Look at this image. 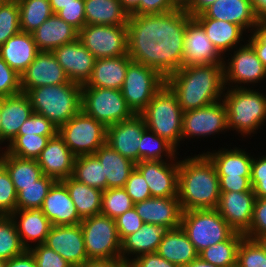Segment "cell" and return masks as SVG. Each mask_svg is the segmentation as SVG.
Returning a JSON list of instances; mask_svg holds the SVG:
<instances>
[{
    "label": "cell",
    "mask_w": 266,
    "mask_h": 267,
    "mask_svg": "<svg viewBox=\"0 0 266 267\" xmlns=\"http://www.w3.org/2000/svg\"><path fill=\"white\" fill-rule=\"evenodd\" d=\"M115 221L121 241L129 234L136 232L144 224L134 207L120 215Z\"/></svg>",
    "instance_id": "obj_56"
},
{
    "label": "cell",
    "mask_w": 266,
    "mask_h": 267,
    "mask_svg": "<svg viewBox=\"0 0 266 267\" xmlns=\"http://www.w3.org/2000/svg\"><path fill=\"white\" fill-rule=\"evenodd\" d=\"M5 266V261H0V267H4Z\"/></svg>",
    "instance_id": "obj_73"
},
{
    "label": "cell",
    "mask_w": 266,
    "mask_h": 267,
    "mask_svg": "<svg viewBox=\"0 0 266 267\" xmlns=\"http://www.w3.org/2000/svg\"><path fill=\"white\" fill-rule=\"evenodd\" d=\"M225 59L206 36L202 25L191 17L185 30L183 66L224 63Z\"/></svg>",
    "instance_id": "obj_16"
},
{
    "label": "cell",
    "mask_w": 266,
    "mask_h": 267,
    "mask_svg": "<svg viewBox=\"0 0 266 267\" xmlns=\"http://www.w3.org/2000/svg\"><path fill=\"white\" fill-rule=\"evenodd\" d=\"M134 208L144 223L168 230L181 227L183 211L178 197H151L135 203Z\"/></svg>",
    "instance_id": "obj_22"
},
{
    "label": "cell",
    "mask_w": 266,
    "mask_h": 267,
    "mask_svg": "<svg viewBox=\"0 0 266 267\" xmlns=\"http://www.w3.org/2000/svg\"><path fill=\"white\" fill-rule=\"evenodd\" d=\"M25 250L10 215H0V261L9 260Z\"/></svg>",
    "instance_id": "obj_45"
},
{
    "label": "cell",
    "mask_w": 266,
    "mask_h": 267,
    "mask_svg": "<svg viewBox=\"0 0 266 267\" xmlns=\"http://www.w3.org/2000/svg\"><path fill=\"white\" fill-rule=\"evenodd\" d=\"M33 113L28 96L20 93L1 98V145L18 135L19 128Z\"/></svg>",
    "instance_id": "obj_27"
},
{
    "label": "cell",
    "mask_w": 266,
    "mask_h": 267,
    "mask_svg": "<svg viewBox=\"0 0 266 267\" xmlns=\"http://www.w3.org/2000/svg\"><path fill=\"white\" fill-rule=\"evenodd\" d=\"M61 182L66 186L81 219L101 214L102 190L80 183L72 177Z\"/></svg>",
    "instance_id": "obj_37"
},
{
    "label": "cell",
    "mask_w": 266,
    "mask_h": 267,
    "mask_svg": "<svg viewBox=\"0 0 266 267\" xmlns=\"http://www.w3.org/2000/svg\"><path fill=\"white\" fill-rule=\"evenodd\" d=\"M129 264L132 267H178L161 257L157 252L141 254L133 258Z\"/></svg>",
    "instance_id": "obj_59"
},
{
    "label": "cell",
    "mask_w": 266,
    "mask_h": 267,
    "mask_svg": "<svg viewBox=\"0 0 266 267\" xmlns=\"http://www.w3.org/2000/svg\"><path fill=\"white\" fill-rule=\"evenodd\" d=\"M194 18L227 21L239 25L245 32L248 29L251 33L259 20L251 0H217Z\"/></svg>",
    "instance_id": "obj_24"
},
{
    "label": "cell",
    "mask_w": 266,
    "mask_h": 267,
    "mask_svg": "<svg viewBox=\"0 0 266 267\" xmlns=\"http://www.w3.org/2000/svg\"><path fill=\"white\" fill-rule=\"evenodd\" d=\"M129 15H140V0H119Z\"/></svg>",
    "instance_id": "obj_65"
},
{
    "label": "cell",
    "mask_w": 266,
    "mask_h": 267,
    "mask_svg": "<svg viewBox=\"0 0 266 267\" xmlns=\"http://www.w3.org/2000/svg\"><path fill=\"white\" fill-rule=\"evenodd\" d=\"M75 157L57 133L49 139L36 161L43 175L61 181L72 176Z\"/></svg>",
    "instance_id": "obj_23"
},
{
    "label": "cell",
    "mask_w": 266,
    "mask_h": 267,
    "mask_svg": "<svg viewBox=\"0 0 266 267\" xmlns=\"http://www.w3.org/2000/svg\"><path fill=\"white\" fill-rule=\"evenodd\" d=\"M130 56L123 55L111 58L96 59L91 78L82 87H98L121 90Z\"/></svg>",
    "instance_id": "obj_29"
},
{
    "label": "cell",
    "mask_w": 266,
    "mask_h": 267,
    "mask_svg": "<svg viewBox=\"0 0 266 267\" xmlns=\"http://www.w3.org/2000/svg\"><path fill=\"white\" fill-rule=\"evenodd\" d=\"M39 52L32 33L19 32L0 46L1 58L19 75L34 61Z\"/></svg>",
    "instance_id": "obj_31"
},
{
    "label": "cell",
    "mask_w": 266,
    "mask_h": 267,
    "mask_svg": "<svg viewBox=\"0 0 266 267\" xmlns=\"http://www.w3.org/2000/svg\"><path fill=\"white\" fill-rule=\"evenodd\" d=\"M182 267H218V266L205 262L200 257H197L194 261Z\"/></svg>",
    "instance_id": "obj_68"
},
{
    "label": "cell",
    "mask_w": 266,
    "mask_h": 267,
    "mask_svg": "<svg viewBox=\"0 0 266 267\" xmlns=\"http://www.w3.org/2000/svg\"><path fill=\"white\" fill-rule=\"evenodd\" d=\"M225 90L222 100L227 108L228 130H236L244 137L255 134L266 120V94L247 86Z\"/></svg>",
    "instance_id": "obj_5"
},
{
    "label": "cell",
    "mask_w": 266,
    "mask_h": 267,
    "mask_svg": "<svg viewBox=\"0 0 266 267\" xmlns=\"http://www.w3.org/2000/svg\"><path fill=\"white\" fill-rule=\"evenodd\" d=\"M217 0H192L190 5L185 9L192 17L201 14L206 8Z\"/></svg>",
    "instance_id": "obj_64"
},
{
    "label": "cell",
    "mask_w": 266,
    "mask_h": 267,
    "mask_svg": "<svg viewBox=\"0 0 266 267\" xmlns=\"http://www.w3.org/2000/svg\"><path fill=\"white\" fill-rule=\"evenodd\" d=\"M229 267H240L237 263Z\"/></svg>",
    "instance_id": "obj_74"
},
{
    "label": "cell",
    "mask_w": 266,
    "mask_h": 267,
    "mask_svg": "<svg viewBox=\"0 0 266 267\" xmlns=\"http://www.w3.org/2000/svg\"><path fill=\"white\" fill-rule=\"evenodd\" d=\"M0 145H1V97H0Z\"/></svg>",
    "instance_id": "obj_71"
},
{
    "label": "cell",
    "mask_w": 266,
    "mask_h": 267,
    "mask_svg": "<svg viewBox=\"0 0 266 267\" xmlns=\"http://www.w3.org/2000/svg\"><path fill=\"white\" fill-rule=\"evenodd\" d=\"M138 150L139 161L174 160L178 155L177 149L171 143L147 127L143 130Z\"/></svg>",
    "instance_id": "obj_40"
},
{
    "label": "cell",
    "mask_w": 266,
    "mask_h": 267,
    "mask_svg": "<svg viewBox=\"0 0 266 267\" xmlns=\"http://www.w3.org/2000/svg\"><path fill=\"white\" fill-rule=\"evenodd\" d=\"M56 15L78 31L86 25L84 4H69Z\"/></svg>",
    "instance_id": "obj_58"
},
{
    "label": "cell",
    "mask_w": 266,
    "mask_h": 267,
    "mask_svg": "<svg viewBox=\"0 0 266 267\" xmlns=\"http://www.w3.org/2000/svg\"><path fill=\"white\" fill-rule=\"evenodd\" d=\"M264 235H266V198L256 197L251 226L244 236L256 240Z\"/></svg>",
    "instance_id": "obj_54"
},
{
    "label": "cell",
    "mask_w": 266,
    "mask_h": 267,
    "mask_svg": "<svg viewBox=\"0 0 266 267\" xmlns=\"http://www.w3.org/2000/svg\"><path fill=\"white\" fill-rule=\"evenodd\" d=\"M0 153V163L6 168L14 186H29L43 176L42 170L35 159L20 158L8 154L5 150ZM4 151V152H3Z\"/></svg>",
    "instance_id": "obj_38"
},
{
    "label": "cell",
    "mask_w": 266,
    "mask_h": 267,
    "mask_svg": "<svg viewBox=\"0 0 266 267\" xmlns=\"http://www.w3.org/2000/svg\"><path fill=\"white\" fill-rule=\"evenodd\" d=\"M192 16L182 8L148 15H130L128 55L157 70L165 79L183 66L184 37Z\"/></svg>",
    "instance_id": "obj_1"
},
{
    "label": "cell",
    "mask_w": 266,
    "mask_h": 267,
    "mask_svg": "<svg viewBox=\"0 0 266 267\" xmlns=\"http://www.w3.org/2000/svg\"><path fill=\"white\" fill-rule=\"evenodd\" d=\"M256 240L259 242L266 253V235L258 237Z\"/></svg>",
    "instance_id": "obj_70"
},
{
    "label": "cell",
    "mask_w": 266,
    "mask_h": 267,
    "mask_svg": "<svg viewBox=\"0 0 266 267\" xmlns=\"http://www.w3.org/2000/svg\"><path fill=\"white\" fill-rule=\"evenodd\" d=\"M20 76L22 93L32 88L71 82L53 52L48 51H39Z\"/></svg>",
    "instance_id": "obj_17"
},
{
    "label": "cell",
    "mask_w": 266,
    "mask_h": 267,
    "mask_svg": "<svg viewBox=\"0 0 266 267\" xmlns=\"http://www.w3.org/2000/svg\"><path fill=\"white\" fill-rule=\"evenodd\" d=\"M94 155L103 165L104 175L107 179V189L125 187L130 173L135 168V163L106 143Z\"/></svg>",
    "instance_id": "obj_34"
},
{
    "label": "cell",
    "mask_w": 266,
    "mask_h": 267,
    "mask_svg": "<svg viewBox=\"0 0 266 267\" xmlns=\"http://www.w3.org/2000/svg\"><path fill=\"white\" fill-rule=\"evenodd\" d=\"M11 1H14V0H0V3H7V2H11Z\"/></svg>",
    "instance_id": "obj_72"
},
{
    "label": "cell",
    "mask_w": 266,
    "mask_h": 267,
    "mask_svg": "<svg viewBox=\"0 0 266 267\" xmlns=\"http://www.w3.org/2000/svg\"><path fill=\"white\" fill-rule=\"evenodd\" d=\"M86 25H127L129 14L119 0H84Z\"/></svg>",
    "instance_id": "obj_36"
},
{
    "label": "cell",
    "mask_w": 266,
    "mask_h": 267,
    "mask_svg": "<svg viewBox=\"0 0 266 267\" xmlns=\"http://www.w3.org/2000/svg\"><path fill=\"white\" fill-rule=\"evenodd\" d=\"M156 252L178 267L185 266L198 257L194 245L181 227L168 230Z\"/></svg>",
    "instance_id": "obj_33"
},
{
    "label": "cell",
    "mask_w": 266,
    "mask_h": 267,
    "mask_svg": "<svg viewBox=\"0 0 266 267\" xmlns=\"http://www.w3.org/2000/svg\"><path fill=\"white\" fill-rule=\"evenodd\" d=\"M250 181L255 196L266 198V156L253 157Z\"/></svg>",
    "instance_id": "obj_55"
},
{
    "label": "cell",
    "mask_w": 266,
    "mask_h": 267,
    "mask_svg": "<svg viewBox=\"0 0 266 267\" xmlns=\"http://www.w3.org/2000/svg\"><path fill=\"white\" fill-rule=\"evenodd\" d=\"M167 231L168 229L160 225L144 223L140 229L121 241V260L125 264H129L133 257L156 252ZM131 255L133 256L131 257Z\"/></svg>",
    "instance_id": "obj_28"
},
{
    "label": "cell",
    "mask_w": 266,
    "mask_h": 267,
    "mask_svg": "<svg viewBox=\"0 0 266 267\" xmlns=\"http://www.w3.org/2000/svg\"><path fill=\"white\" fill-rule=\"evenodd\" d=\"M133 207L134 203L124 187L109 188L102 191V215L116 219Z\"/></svg>",
    "instance_id": "obj_46"
},
{
    "label": "cell",
    "mask_w": 266,
    "mask_h": 267,
    "mask_svg": "<svg viewBox=\"0 0 266 267\" xmlns=\"http://www.w3.org/2000/svg\"><path fill=\"white\" fill-rule=\"evenodd\" d=\"M80 225L88 260L121 259L115 219L99 214L82 219Z\"/></svg>",
    "instance_id": "obj_8"
},
{
    "label": "cell",
    "mask_w": 266,
    "mask_h": 267,
    "mask_svg": "<svg viewBox=\"0 0 266 267\" xmlns=\"http://www.w3.org/2000/svg\"><path fill=\"white\" fill-rule=\"evenodd\" d=\"M166 84L177 95L183 112L202 108L223 98L224 63L182 66L166 78Z\"/></svg>",
    "instance_id": "obj_2"
},
{
    "label": "cell",
    "mask_w": 266,
    "mask_h": 267,
    "mask_svg": "<svg viewBox=\"0 0 266 267\" xmlns=\"http://www.w3.org/2000/svg\"><path fill=\"white\" fill-rule=\"evenodd\" d=\"M32 35L39 51L53 52L56 48L77 40L79 31L53 14Z\"/></svg>",
    "instance_id": "obj_30"
},
{
    "label": "cell",
    "mask_w": 266,
    "mask_h": 267,
    "mask_svg": "<svg viewBox=\"0 0 266 267\" xmlns=\"http://www.w3.org/2000/svg\"><path fill=\"white\" fill-rule=\"evenodd\" d=\"M214 164L218 178H240L251 176L253 156L248 155L244 149L223 148L219 151L204 153Z\"/></svg>",
    "instance_id": "obj_32"
},
{
    "label": "cell",
    "mask_w": 266,
    "mask_h": 267,
    "mask_svg": "<svg viewBox=\"0 0 266 267\" xmlns=\"http://www.w3.org/2000/svg\"><path fill=\"white\" fill-rule=\"evenodd\" d=\"M10 217L15 223L21 243L26 249L32 246V244H28V241L35 242L36 245L45 243L52 225L41 208L16 209L10 214Z\"/></svg>",
    "instance_id": "obj_26"
},
{
    "label": "cell",
    "mask_w": 266,
    "mask_h": 267,
    "mask_svg": "<svg viewBox=\"0 0 266 267\" xmlns=\"http://www.w3.org/2000/svg\"><path fill=\"white\" fill-rule=\"evenodd\" d=\"M25 94L33 112L45 116L57 129L81 111L82 85L75 82L32 88Z\"/></svg>",
    "instance_id": "obj_4"
},
{
    "label": "cell",
    "mask_w": 266,
    "mask_h": 267,
    "mask_svg": "<svg viewBox=\"0 0 266 267\" xmlns=\"http://www.w3.org/2000/svg\"><path fill=\"white\" fill-rule=\"evenodd\" d=\"M243 237V234L235 232L228 240L202 250L198 257L218 267L232 266L237 263V250Z\"/></svg>",
    "instance_id": "obj_41"
},
{
    "label": "cell",
    "mask_w": 266,
    "mask_h": 267,
    "mask_svg": "<svg viewBox=\"0 0 266 267\" xmlns=\"http://www.w3.org/2000/svg\"><path fill=\"white\" fill-rule=\"evenodd\" d=\"M51 137L53 136L37 134L17 135L9 142L5 151L20 158L36 160Z\"/></svg>",
    "instance_id": "obj_44"
},
{
    "label": "cell",
    "mask_w": 266,
    "mask_h": 267,
    "mask_svg": "<svg viewBox=\"0 0 266 267\" xmlns=\"http://www.w3.org/2000/svg\"><path fill=\"white\" fill-rule=\"evenodd\" d=\"M164 84L166 79L157 70L131 61L121 92L132 112L140 114Z\"/></svg>",
    "instance_id": "obj_10"
},
{
    "label": "cell",
    "mask_w": 266,
    "mask_h": 267,
    "mask_svg": "<svg viewBox=\"0 0 266 267\" xmlns=\"http://www.w3.org/2000/svg\"><path fill=\"white\" fill-rule=\"evenodd\" d=\"M21 32L33 33L54 13L49 0H17Z\"/></svg>",
    "instance_id": "obj_42"
},
{
    "label": "cell",
    "mask_w": 266,
    "mask_h": 267,
    "mask_svg": "<svg viewBox=\"0 0 266 267\" xmlns=\"http://www.w3.org/2000/svg\"><path fill=\"white\" fill-rule=\"evenodd\" d=\"M181 228L198 254L211 245L228 240L235 233L217 209L183 211Z\"/></svg>",
    "instance_id": "obj_7"
},
{
    "label": "cell",
    "mask_w": 266,
    "mask_h": 267,
    "mask_svg": "<svg viewBox=\"0 0 266 267\" xmlns=\"http://www.w3.org/2000/svg\"><path fill=\"white\" fill-rule=\"evenodd\" d=\"M250 37L247 41L266 69V19L258 20Z\"/></svg>",
    "instance_id": "obj_57"
},
{
    "label": "cell",
    "mask_w": 266,
    "mask_h": 267,
    "mask_svg": "<svg viewBox=\"0 0 266 267\" xmlns=\"http://www.w3.org/2000/svg\"><path fill=\"white\" fill-rule=\"evenodd\" d=\"M4 267H37L33 254L26 249L22 254L5 261Z\"/></svg>",
    "instance_id": "obj_62"
},
{
    "label": "cell",
    "mask_w": 266,
    "mask_h": 267,
    "mask_svg": "<svg viewBox=\"0 0 266 267\" xmlns=\"http://www.w3.org/2000/svg\"><path fill=\"white\" fill-rule=\"evenodd\" d=\"M106 127L82 110L58 129L70 151L77 157L94 154L106 143Z\"/></svg>",
    "instance_id": "obj_11"
},
{
    "label": "cell",
    "mask_w": 266,
    "mask_h": 267,
    "mask_svg": "<svg viewBox=\"0 0 266 267\" xmlns=\"http://www.w3.org/2000/svg\"><path fill=\"white\" fill-rule=\"evenodd\" d=\"M254 11L259 19H266V0H251Z\"/></svg>",
    "instance_id": "obj_67"
},
{
    "label": "cell",
    "mask_w": 266,
    "mask_h": 267,
    "mask_svg": "<svg viewBox=\"0 0 266 267\" xmlns=\"http://www.w3.org/2000/svg\"><path fill=\"white\" fill-rule=\"evenodd\" d=\"M21 32L20 9L14 0L0 4V46L9 38Z\"/></svg>",
    "instance_id": "obj_47"
},
{
    "label": "cell",
    "mask_w": 266,
    "mask_h": 267,
    "mask_svg": "<svg viewBox=\"0 0 266 267\" xmlns=\"http://www.w3.org/2000/svg\"><path fill=\"white\" fill-rule=\"evenodd\" d=\"M146 128L140 114L115 123L106 129V144L134 163L139 162V145Z\"/></svg>",
    "instance_id": "obj_19"
},
{
    "label": "cell",
    "mask_w": 266,
    "mask_h": 267,
    "mask_svg": "<svg viewBox=\"0 0 266 267\" xmlns=\"http://www.w3.org/2000/svg\"><path fill=\"white\" fill-rule=\"evenodd\" d=\"M55 182L54 178L43 175L35 184L14 186L17 193L16 209L41 208L45 197Z\"/></svg>",
    "instance_id": "obj_43"
},
{
    "label": "cell",
    "mask_w": 266,
    "mask_h": 267,
    "mask_svg": "<svg viewBox=\"0 0 266 267\" xmlns=\"http://www.w3.org/2000/svg\"><path fill=\"white\" fill-rule=\"evenodd\" d=\"M29 250L34 256L37 267H72L60 254L44 244L33 245Z\"/></svg>",
    "instance_id": "obj_52"
},
{
    "label": "cell",
    "mask_w": 266,
    "mask_h": 267,
    "mask_svg": "<svg viewBox=\"0 0 266 267\" xmlns=\"http://www.w3.org/2000/svg\"><path fill=\"white\" fill-rule=\"evenodd\" d=\"M22 93L21 76L0 56V97H9Z\"/></svg>",
    "instance_id": "obj_51"
},
{
    "label": "cell",
    "mask_w": 266,
    "mask_h": 267,
    "mask_svg": "<svg viewBox=\"0 0 266 267\" xmlns=\"http://www.w3.org/2000/svg\"><path fill=\"white\" fill-rule=\"evenodd\" d=\"M57 127L45 116L33 112L21 125L18 135L37 134L41 136H55Z\"/></svg>",
    "instance_id": "obj_50"
},
{
    "label": "cell",
    "mask_w": 266,
    "mask_h": 267,
    "mask_svg": "<svg viewBox=\"0 0 266 267\" xmlns=\"http://www.w3.org/2000/svg\"><path fill=\"white\" fill-rule=\"evenodd\" d=\"M124 188L134 204L151 198L149 186L136 168L130 173Z\"/></svg>",
    "instance_id": "obj_53"
},
{
    "label": "cell",
    "mask_w": 266,
    "mask_h": 267,
    "mask_svg": "<svg viewBox=\"0 0 266 267\" xmlns=\"http://www.w3.org/2000/svg\"><path fill=\"white\" fill-rule=\"evenodd\" d=\"M255 201L253 189L247 192H221L217 210L235 232L244 235L251 226Z\"/></svg>",
    "instance_id": "obj_20"
},
{
    "label": "cell",
    "mask_w": 266,
    "mask_h": 267,
    "mask_svg": "<svg viewBox=\"0 0 266 267\" xmlns=\"http://www.w3.org/2000/svg\"><path fill=\"white\" fill-rule=\"evenodd\" d=\"M195 19L202 25L206 36L223 57H225L224 54H227L226 52L237 48L240 41L244 39L242 36L245 31L239 25L213 18Z\"/></svg>",
    "instance_id": "obj_35"
},
{
    "label": "cell",
    "mask_w": 266,
    "mask_h": 267,
    "mask_svg": "<svg viewBox=\"0 0 266 267\" xmlns=\"http://www.w3.org/2000/svg\"><path fill=\"white\" fill-rule=\"evenodd\" d=\"M78 39L95 59L128 54L127 25H85Z\"/></svg>",
    "instance_id": "obj_12"
},
{
    "label": "cell",
    "mask_w": 266,
    "mask_h": 267,
    "mask_svg": "<svg viewBox=\"0 0 266 267\" xmlns=\"http://www.w3.org/2000/svg\"><path fill=\"white\" fill-rule=\"evenodd\" d=\"M121 259L87 260L81 267H126Z\"/></svg>",
    "instance_id": "obj_63"
},
{
    "label": "cell",
    "mask_w": 266,
    "mask_h": 267,
    "mask_svg": "<svg viewBox=\"0 0 266 267\" xmlns=\"http://www.w3.org/2000/svg\"><path fill=\"white\" fill-rule=\"evenodd\" d=\"M175 9L172 0H140V15L161 14Z\"/></svg>",
    "instance_id": "obj_60"
},
{
    "label": "cell",
    "mask_w": 266,
    "mask_h": 267,
    "mask_svg": "<svg viewBox=\"0 0 266 267\" xmlns=\"http://www.w3.org/2000/svg\"><path fill=\"white\" fill-rule=\"evenodd\" d=\"M50 6L54 14L64 9L69 4H84V0H49Z\"/></svg>",
    "instance_id": "obj_66"
},
{
    "label": "cell",
    "mask_w": 266,
    "mask_h": 267,
    "mask_svg": "<svg viewBox=\"0 0 266 267\" xmlns=\"http://www.w3.org/2000/svg\"><path fill=\"white\" fill-rule=\"evenodd\" d=\"M240 267H266V253L257 240L243 237L237 250Z\"/></svg>",
    "instance_id": "obj_48"
},
{
    "label": "cell",
    "mask_w": 266,
    "mask_h": 267,
    "mask_svg": "<svg viewBox=\"0 0 266 267\" xmlns=\"http://www.w3.org/2000/svg\"><path fill=\"white\" fill-rule=\"evenodd\" d=\"M71 177L90 187L102 191L107 189V179L104 175L103 165L94 154L75 157Z\"/></svg>",
    "instance_id": "obj_39"
},
{
    "label": "cell",
    "mask_w": 266,
    "mask_h": 267,
    "mask_svg": "<svg viewBox=\"0 0 266 267\" xmlns=\"http://www.w3.org/2000/svg\"><path fill=\"white\" fill-rule=\"evenodd\" d=\"M176 160L175 158L166 162L150 160L135 163V168L149 186L151 197H178L179 161Z\"/></svg>",
    "instance_id": "obj_15"
},
{
    "label": "cell",
    "mask_w": 266,
    "mask_h": 267,
    "mask_svg": "<svg viewBox=\"0 0 266 267\" xmlns=\"http://www.w3.org/2000/svg\"><path fill=\"white\" fill-rule=\"evenodd\" d=\"M220 195L216 168L204 152L179 160L178 200L182 211L217 209Z\"/></svg>",
    "instance_id": "obj_3"
},
{
    "label": "cell",
    "mask_w": 266,
    "mask_h": 267,
    "mask_svg": "<svg viewBox=\"0 0 266 267\" xmlns=\"http://www.w3.org/2000/svg\"><path fill=\"white\" fill-rule=\"evenodd\" d=\"M44 245L60 254L72 266H81L88 260L80 224L51 226Z\"/></svg>",
    "instance_id": "obj_18"
},
{
    "label": "cell",
    "mask_w": 266,
    "mask_h": 267,
    "mask_svg": "<svg viewBox=\"0 0 266 267\" xmlns=\"http://www.w3.org/2000/svg\"><path fill=\"white\" fill-rule=\"evenodd\" d=\"M41 209L52 226L77 225L82 221L66 186L61 181L52 185Z\"/></svg>",
    "instance_id": "obj_25"
},
{
    "label": "cell",
    "mask_w": 266,
    "mask_h": 267,
    "mask_svg": "<svg viewBox=\"0 0 266 267\" xmlns=\"http://www.w3.org/2000/svg\"><path fill=\"white\" fill-rule=\"evenodd\" d=\"M192 0H172L173 4L177 7V8H182V9H186Z\"/></svg>",
    "instance_id": "obj_69"
},
{
    "label": "cell",
    "mask_w": 266,
    "mask_h": 267,
    "mask_svg": "<svg viewBox=\"0 0 266 267\" xmlns=\"http://www.w3.org/2000/svg\"><path fill=\"white\" fill-rule=\"evenodd\" d=\"M228 130L227 108L219 100L202 108L183 112L182 140L205 137Z\"/></svg>",
    "instance_id": "obj_14"
},
{
    "label": "cell",
    "mask_w": 266,
    "mask_h": 267,
    "mask_svg": "<svg viewBox=\"0 0 266 267\" xmlns=\"http://www.w3.org/2000/svg\"><path fill=\"white\" fill-rule=\"evenodd\" d=\"M81 110L106 128L134 115L121 90L109 88L82 87Z\"/></svg>",
    "instance_id": "obj_9"
},
{
    "label": "cell",
    "mask_w": 266,
    "mask_h": 267,
    "mask_svg": "<svg viewBox=\"0 0 266 267\" xmlns=\"http://www.w3.org/2000/svg\"><path fill=\"white\" fill-rule=\"evenodd\" d=\"M228 62L224 61L225 86L244 88L241 84L258 83L266 78V69L258 58L253 47L247 42L239 44ZM239 48V49H238ZM230 60V61H229ZM235 86H233V85ZM240 84V85H239Z\"/></svg>",
    "instance_id": "obj_13"
},
{
    "label": "cell",
    "mask_w": 266,
    "mask_h": 267,
    "mask_svg": "<svg viewBox=\"0 0 266 267\" xmlns=\"http://www.w3.org/2000/svg\"><path fill=\"white\" fill-rule=\"evenodd\" d=\"M53 54L71 82L84 85L91 78L96 59L79 39L56 48Z\"/></svg>",
    "instance_id": "obj_21"
},
{
    "label": "cell",
    "mask_w": 266,
    "mask_h": 267,
    "mask_svg": "<svg viewBox=\"0 0 266 267\" xmlns=\"http://www.w3.org/2000/svg\"><path fill=\"white\" fill-rule=\"evenodd\" d=\"M17 193L10 175L0 163V215H10L16 210Z\"/></svg>",
    "instance_id": "obj_49"
},
{
    "label": "cell",
    "mask_w": 266,
    "mask_h": 267,
    "mask_svg": "<svg viewBox=\"0 0 266 267\" xmlns=\"http://www.w3.org/2000/svg\"><path fill=\"white\" fill-rule=\"evenodd\" d=\"M140 115L148 129L178 149L182 141L183 111L177 95L167 84L153 96Z\"/></svg>",
    "instance_id": "obj_6"
},
{
    "label": "cell",
    "mask_w": 266,
    "mask_h": 267,
    "mask_svg": "<svg viewBox=\"0 0 266 267\" xmlns=\"http://www.w3.org/2000/svg\"><path fill=\"white\" fill-rule=\"evenodd\" d=\"M251 176H240V178H219L221 192H247L252 189Z\"/></svg>",
    "instance_id": "obj_61"
}]
</instances>
